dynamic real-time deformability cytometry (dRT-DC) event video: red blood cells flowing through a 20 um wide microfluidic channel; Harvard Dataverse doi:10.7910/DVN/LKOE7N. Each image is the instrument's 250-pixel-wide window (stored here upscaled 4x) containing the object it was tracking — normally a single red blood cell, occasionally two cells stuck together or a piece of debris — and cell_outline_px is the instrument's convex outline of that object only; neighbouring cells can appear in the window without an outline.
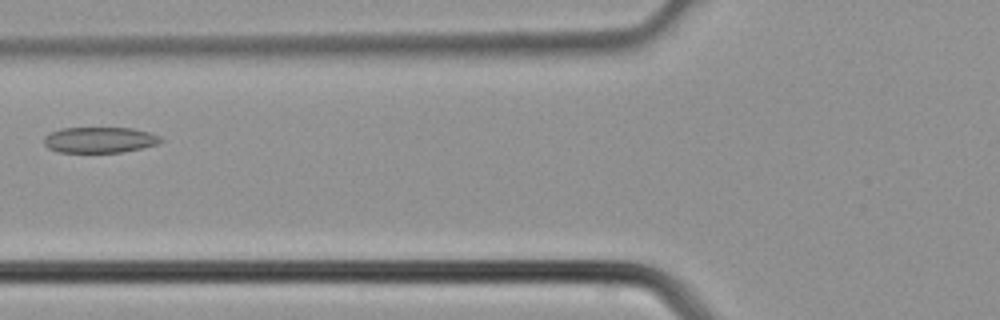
{"species": "common noctule bat (a hibernating species)", "species_latin": "Nyctalus noctula", "temperature_condition": "cold", "stored_images_in_passage": 4, "camera_frame_rate_fps": 3000, "um_per_image_px": 0.085, "animal": {"sex": "male", "body_mass_g": 21.5, "forearm_length_mm": 52.0}, "frame": {"image": 1, "passage_image": 4, "time_ms": 1.0, "image_size_px": [1000, 320], "cell_outline_px": [[164, 140], [156, 144], [140, 148], [120, 152], [56, 152], [48, 148], [44, 144], [44, 136], [60, 128], [132, 128], [148, 132], [160, 136]], "centroid_in_image_um": [8.44, 11.89], "position_along_channel_um": 117.4, "area_um2": 17.46}}